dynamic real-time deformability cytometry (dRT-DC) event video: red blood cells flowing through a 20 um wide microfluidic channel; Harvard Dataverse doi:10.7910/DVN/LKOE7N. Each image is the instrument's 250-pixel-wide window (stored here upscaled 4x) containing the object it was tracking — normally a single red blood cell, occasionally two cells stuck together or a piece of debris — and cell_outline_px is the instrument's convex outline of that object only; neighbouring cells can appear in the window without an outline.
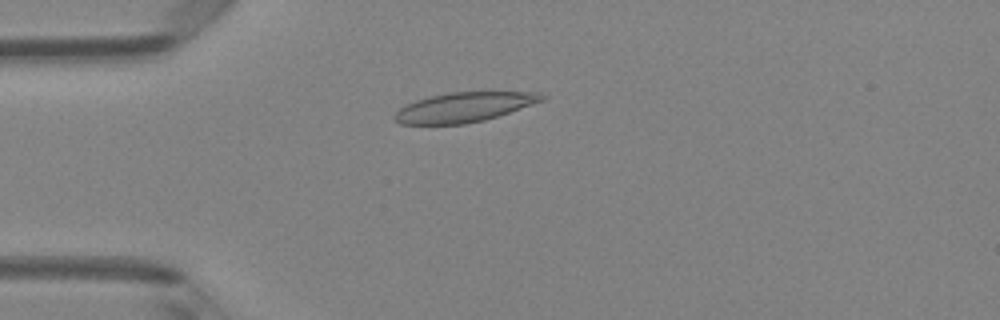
{"species": "Egyptian fruit bat (a non-hibernating species)", "species_latin": "Rousettus aegyptiacus", "temperature_condition": "room temperature", "stored_images_in_passage": 49, "camera_frame_rate_fps": 3000, "um_per_image_px": 0.085, "animal": {"sex": "female"}, "frame": {"image": 1, "passage_image": 13, "time_ms": 4.0, "image_size_px": [1000, 320], "cell_outline_px": [[548, 96], [544, 100], [484, 120], [464, 124], [400, 124], [392, 116], [400, 108], [416, 100], [448, 92], [540, 92]], "centroid_in_image_um": [39.45, 9.1], "position_along_channel_um": 45.5, "area_um2": 25.14}}
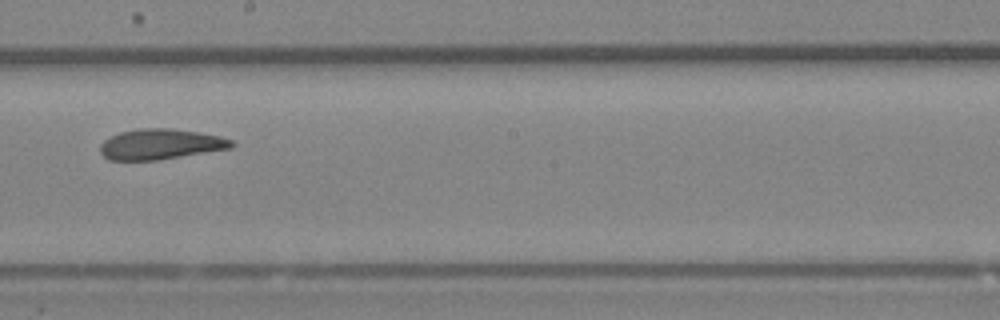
{"frame": {"image": 2, "passage_image": 28, "time_ms": 9.0, "image_size_px": [1000, 320], "cell_outline_px": [[236, 144], [232, 148], [156, 160], [108, 160], [100, 152], [100, 144], [104, 140], [120, 132], [140, 128], [172, 128], [220, 136], [232, 140]], "centroid_in_image_um": [13.64, 12.25], "position_along_channel_um": 234.6, "area_um2": 23.24}}
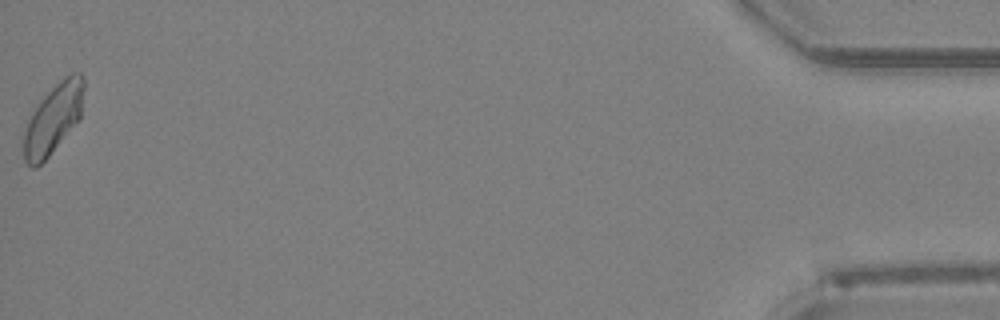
{"frame": {"image": 3, "passage_image": 49, "time_ms": 16.0, "image_size_px": [1000, 320], "cell_outline_px": [[84, 88], [80, 120], [48, 156], [36, 168], [32, 168], [24, 160], [20, 140], [28, 120], [32, 112], [40, 100], [64, 76], [72, 72], [80, 72], [84, 76]], "centroid_in_image_um": [4.5, 10.11], "position_along_channel_um": 430.7, "area_um2": 24.8}, "authors_computed_cell_mechanics": {"area_um2": 23.8714, "velocity_mm_per_s": 4.1619, "shape_relaxation_time_tau1_ms": 5.7753, "shape_relaxation_time_tau2_ms": 2.2175, "deformation_change_tau1": 0.1412, "deformation_change_tau2": 0.0762}}